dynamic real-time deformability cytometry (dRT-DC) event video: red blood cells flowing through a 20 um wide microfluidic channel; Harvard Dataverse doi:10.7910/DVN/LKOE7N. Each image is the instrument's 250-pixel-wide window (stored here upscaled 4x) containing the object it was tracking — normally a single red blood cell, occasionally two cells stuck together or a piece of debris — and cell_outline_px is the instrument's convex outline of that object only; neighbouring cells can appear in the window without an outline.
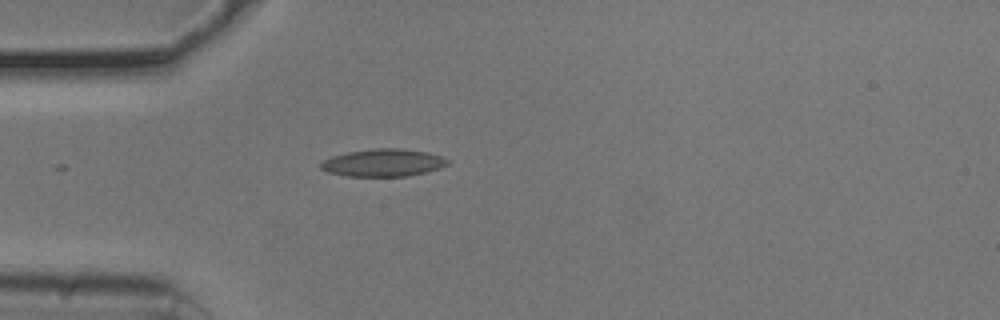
{"species": "common noctule bat (a hibernating species)", "species_latin": "Nyctalus noctula", "temperature_condition": "cold", "stored_images_in_passage": 12, "camera_frame_rate_fps": 3000, "um_per_image_px": 0.085, "animal": {"sex": "male", "body_mass_g": 20.5, "forearm_length_mm": 52.5}, "frame": {"image": 1, "passage_image": 1, "time_ms": 0.0, "image_size_px": [1000, 320], "cell_outline_px": [[452, 160], [448, 164], [440, 168], [408, 176], [344, 176], [328, 172], [320, 168], [320, 164], [324, 160], [332, 156], [348, 152], [376, 148], [400, 148], [428, 152]], "centroid_in_image_um": [32.59, 13.83], "position_along_channel_um": 52.4, "area_um2": 20.35}}
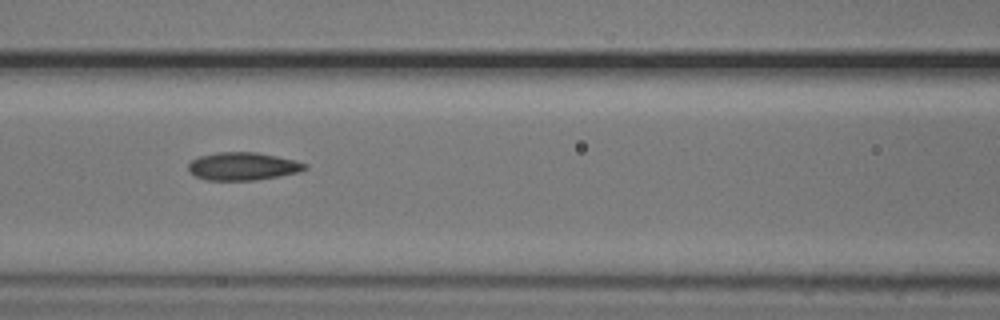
{"frame": {"image": 2, "passage_image": 9, "time_ms": 2.667, "image_size_px": [1000, 320], "cell_outline_px": [[308, 168], [300, 172], [280, 176], [256, 180], [208, 180], [196, 176], [188, 168], [188, 164], [192, 160], [200, 156], [216, 152], [256, 152], [296, 160], [308, 164]], "centroid_in_image_um": [20.69, 14.13], "position_along_channel_um": 145.9, "area_um2": 18.96}}
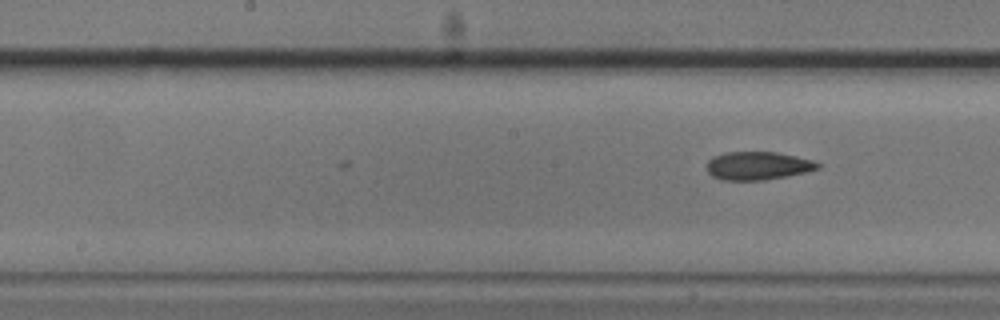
{"frame": {"image": 3, "passage_image": 12, "time_ms": 3.667, "image_size_px": [1000, 320], "cell_outline_px": [[820, 168], [804, 172], [764, 180], [724, 180], [712, 176], [708, 172], [704, 164], [712, 156], [724, 152], [776, 152], [796, 156], [812, 160], [820, 164]], "centroid_in_image_um": [64.35, 14.08], "position_along_channel_um": 183.9, "area_um2": 18.26}}